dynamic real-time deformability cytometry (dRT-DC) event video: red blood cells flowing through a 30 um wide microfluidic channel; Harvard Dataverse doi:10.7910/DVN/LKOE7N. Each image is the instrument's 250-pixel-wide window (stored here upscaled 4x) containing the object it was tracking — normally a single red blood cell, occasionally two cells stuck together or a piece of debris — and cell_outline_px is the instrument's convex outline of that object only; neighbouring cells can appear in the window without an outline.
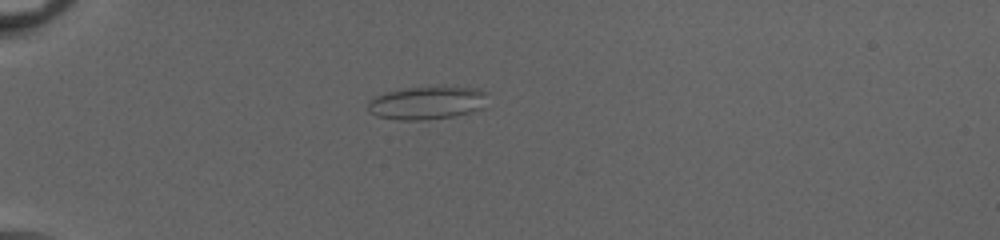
{"species": "common noctule bat (a hibernating species)", "species_latin": "Nyctalus noctula", "temperature_condition": "cold", "stored_images_in_passage": 38, "camera_frame_rate_fps": 3000, "um_per_image_px": 0.085, "animal": {"sex": "female", "body_mass_g": 20.0, "forearm_length_mm": 54.0}, "frame": {"image": 1, "passage_image": 2, "time_ms": 0.333, "image_size_px": [1000, 240], "cell_outline_px": [[488, 92], [480, 108], [472, 112], [456, 116], [428, 120], [400, 120], [376, 116], [368, 112], [368, 100], [376, 96], [388, 92], [408, 88], [476, 88]], "centroid_in_image_um": [36.25, 8.78], "position_along_channel_um": 48.8, "area_um2": 22.66}}
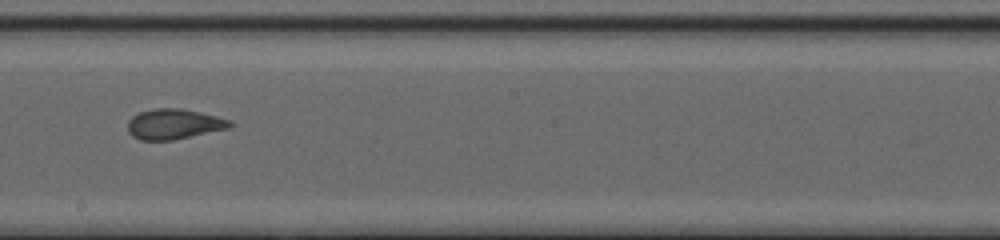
{"frame": {"image": 2, "passage_image": 18, "time_ms": 5.667, "image_size_px": [1000, 240], "cell_outline_px": [[232, 124], [228, 128], [172, 140], [140, 140], [132, 136], [128, 132], [128, 120], [132, 116], [140, 112], [156, 108], [180, 108], [200, 112], [232, 120]], "centroid_in_image_um": [14.75, 10.54], "position_along_channel_um": 233.4, "area_um2": 17.92}}
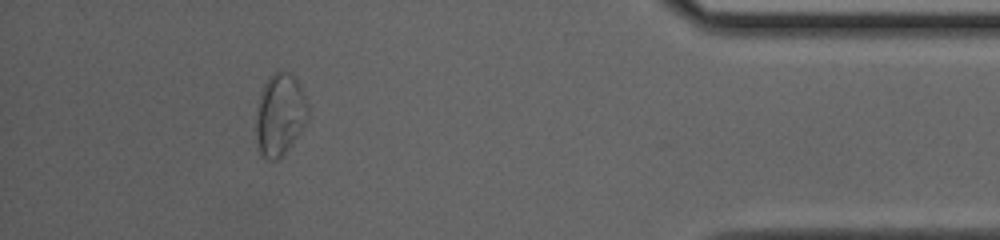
{"frame": {"image": 3, "passage_image": 34, "time_ms": 11.0, "image_size_px": [1000, 240], "cell_outline_px": [[308, 120], [288, 148], [276, 160], [264, 160], [260, 156], [256, 136], [256, 116], [260, 92], [268, 76], [276, 72], [288, 72], [296, 80], [308, 104]], "centroid_in_image_um": [23.77, 9.77], "position_along_channel_um": 411.4, "area_um2": 24.62}, "authors_computed_cell_mechanics": {"area_um2": 18.9006, "velocity_mm_per_s": 4.094, "shape_relaxation_time_tau1_ms": null, "shape_relaxation_time_tau2_ms": 0.7133, "deformation_change_tau1": null, "deformation_change_tau2": 0.0646}}